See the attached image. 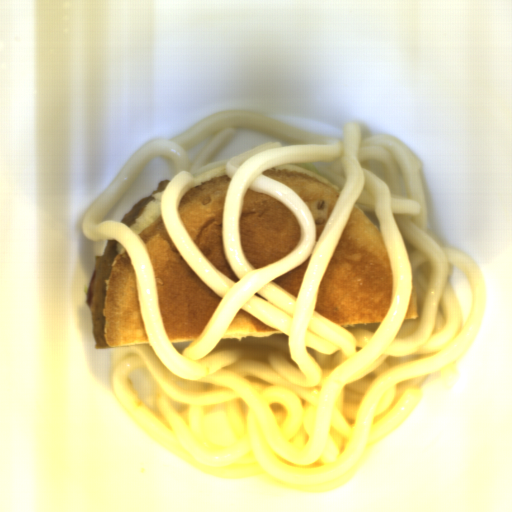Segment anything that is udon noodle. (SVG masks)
<instances>
[{
  "label": "udon noodle",
  "mask_w": 512,
  "mask_h": 512,
  "mask_svg": "<svg viewBox=\"0 0 512 512\" xmlns=\"http://www.w3.org/2000/svg\"><path fill=\"white\" fill-rule=\"evenodd\" d=\"M240 128L280 140L211 162ZM158 155L174 170L161 197L168 233L223 298L183 356L162 323L155 271L142 241L123 222L102 221ZM326 161L328 171L345 177V186L316 243L308 206L262 173L290 162ZM225 164L232 179L222 235L237 283L196 247L177 215L183 187ZM422 165L402 138L362 137L357 121L344 124L339 139L251 109L212 112L170 139L147 141L80 224L90 242L118 241L136 272L150 343L110 352L113 393L135 425L197 470L221 479L256 476L263 484L311 494L352 480L373 447L421 402L429 374L440 372L443 387L455 383L457 359L470 350L484 316L487 288L478 262L465 250L444 246L427 227ZM248 187L284 203L302 231L296 250L256 270L239 231ZM355 202L376 212L393 269L391 309L375 333L347 329L313 310ZM311 255L297 300L272 283ZM414 286L419 317L404 321ZM241 309L284 336L220 340Z\"/></svg>",
  "instance_id": "udon-noodle-1"
}]
</instances>
